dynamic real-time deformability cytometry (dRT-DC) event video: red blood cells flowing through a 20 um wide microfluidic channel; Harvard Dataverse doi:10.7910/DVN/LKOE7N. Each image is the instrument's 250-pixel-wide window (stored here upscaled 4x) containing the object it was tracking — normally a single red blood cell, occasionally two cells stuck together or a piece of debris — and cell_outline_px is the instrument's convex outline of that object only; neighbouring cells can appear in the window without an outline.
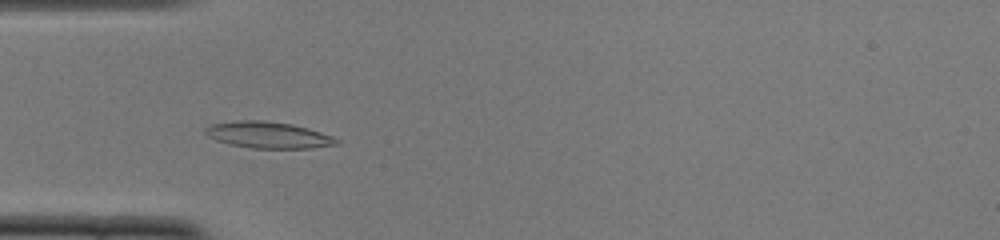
{"species": "common noctule bat (a hibernating species)", "species_latin": "Nyctalus noctula", "temperature_condition": "cold", "stored_images_in_passage": 47, "camera_frame_rate_fps": 3000, "um_per_image_px": 0.085, "animal": {"sex": "female", "body_mass_g": 22.0, "forearm_length_mm": 56.7}, "frame": {"image": 1, "passage_image": 11, "time_ms": 3.333, "image_size_px": [1000, 240], "cell_outline_px": [[340, 144], [312, 148], [252, 148], [228, 144], [216, 140], [208, 136], [204, 132], [204, 128], [212, 124], [236, 120], [264, 120], [292, 124], [320, 132], [332, 136], [340, 140]], "centroid_in_image_um": [22.79, 11.47], "position_along_channel_um": 62.2, "area_um2": 20.29}}
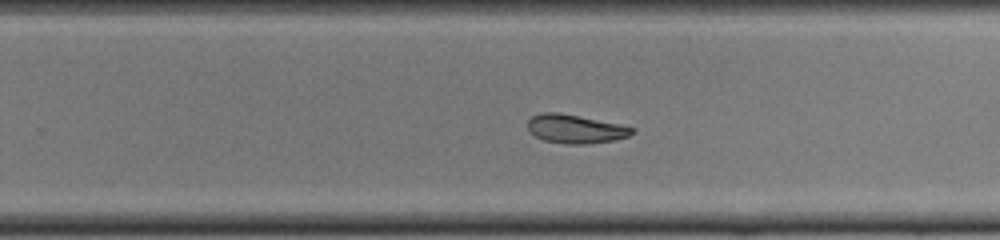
{"frame": {"image": 2, "passage_image": 28, "time_ms": 9.0, "image_size_px": [1000, 240], "cell_outline_px": [[636, 132], [628, 136], [612, 140], [584, 144], [564, 144], [544, 140], [528, 132], [528, 120], [532, 116], [540, 112], [556, 112], [620, 124], [636, 128]], "centroid_in_image_um": [48.89, 10.96], "position_along_channel_um": 280.9, "area_um2": 17.4}}
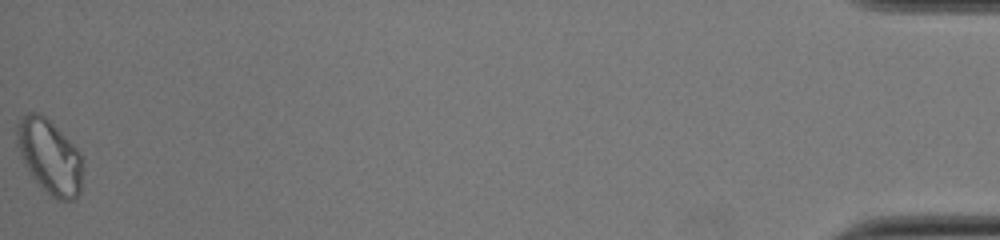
{"frame": {"image": 3, "passage_image": 47, "time_ms": 15.333, "image_size_px": [1000, 240], "cell_outline_px": [[80, 192], [72, 200], [56, 200], [32, 176], [24, 164], [20, 156], [16, 144], [16, 124], [20, 116], [28, 112], [36, 112], [44, 116], [80, 152]], "centroid_in_image_um": [4.14, 13.27], "position_along_channel_um": 431.1, "area_um2": 27.86}}